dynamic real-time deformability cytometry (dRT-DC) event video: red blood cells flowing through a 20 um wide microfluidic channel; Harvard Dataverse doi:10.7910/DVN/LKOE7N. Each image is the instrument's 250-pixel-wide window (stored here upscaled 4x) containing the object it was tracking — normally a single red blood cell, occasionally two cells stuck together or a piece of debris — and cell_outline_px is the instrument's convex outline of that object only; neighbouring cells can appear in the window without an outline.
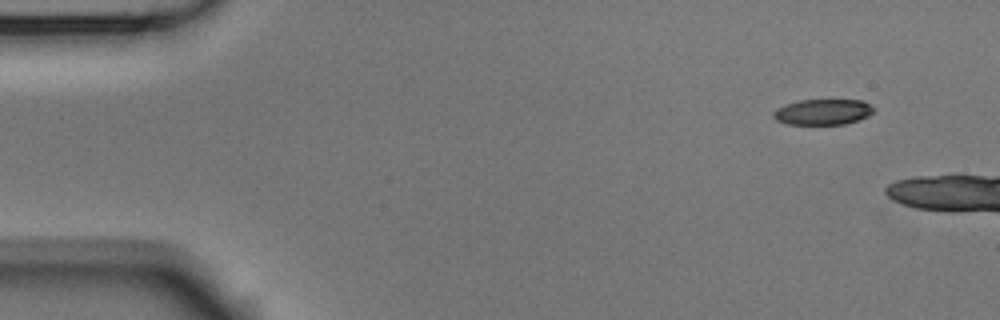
{"species": "Egyptian fruit bat (a non-hibernating species)", "species_latin": "Rousettus aegyptiacus", "temperature_condition": "room temperature", "stored_images_in_passage": 2, "camera_frame_rate_fps": 3000, "um_per_image_px": 0.085, "animal": {"sex": "male"}, "frame": {"image": 1, "passage_image": 1, "time_ms": 0.0, "image_size_px": [1000, 320], "cell_outline_px": [[876, 108], [868, 116], [844, 124], [788, 124], [776, 120], [772, 116], [772, 112], [776, 108], [800, 100], [864, 100]], "centroid_in_image_um": [69.95, 9.51], "position_along_channel_um": 15.1, "area_um2": 14.97}}